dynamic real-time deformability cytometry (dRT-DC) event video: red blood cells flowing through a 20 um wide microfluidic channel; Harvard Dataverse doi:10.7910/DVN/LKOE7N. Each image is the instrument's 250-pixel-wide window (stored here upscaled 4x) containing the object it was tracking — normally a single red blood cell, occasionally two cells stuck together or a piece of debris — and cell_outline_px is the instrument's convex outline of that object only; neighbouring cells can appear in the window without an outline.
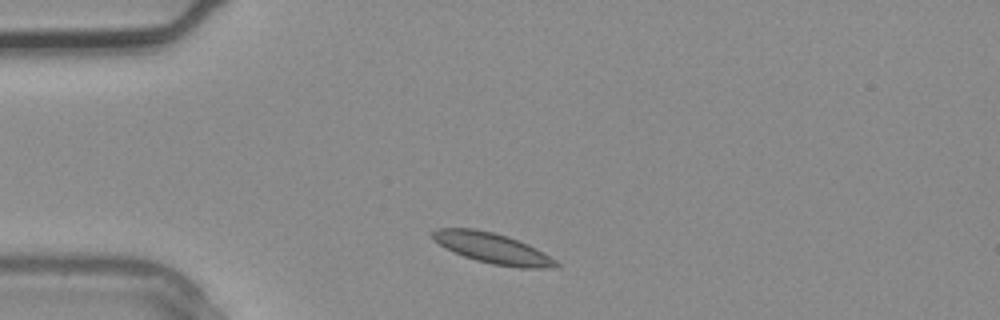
{"species": "common noctule bat (a hibernating species)", "species_latin": "Nyctalus noctula", "temperature_condition": "warm", "stored_images_in_passage": 3, "segment_of_instrument_passage": [2, 2], "camera_frame_rate_fps": 3000, "um_per_image_px": 0.085, "animal": {"sex": "male", "body_mass_g": 20.4}, "frame": {"image": 1, "passage_image": 3, "time_ms": 0.667, "image_size_px": [1000, 320], "cell_outline_px": [[560, 264], [556, 268], [520, 268], [492, 264], [476, 260], [464, 256], [432, 240], [432, 232], [436, 228], [472, 228], [492, 232], [508, 236], [528, 244], [536, 248], [556, 260]], "centroid_in_image_um": [41.89, 21.1], "position_along_channel_um": 43.1, "area_um2": 21.79}}